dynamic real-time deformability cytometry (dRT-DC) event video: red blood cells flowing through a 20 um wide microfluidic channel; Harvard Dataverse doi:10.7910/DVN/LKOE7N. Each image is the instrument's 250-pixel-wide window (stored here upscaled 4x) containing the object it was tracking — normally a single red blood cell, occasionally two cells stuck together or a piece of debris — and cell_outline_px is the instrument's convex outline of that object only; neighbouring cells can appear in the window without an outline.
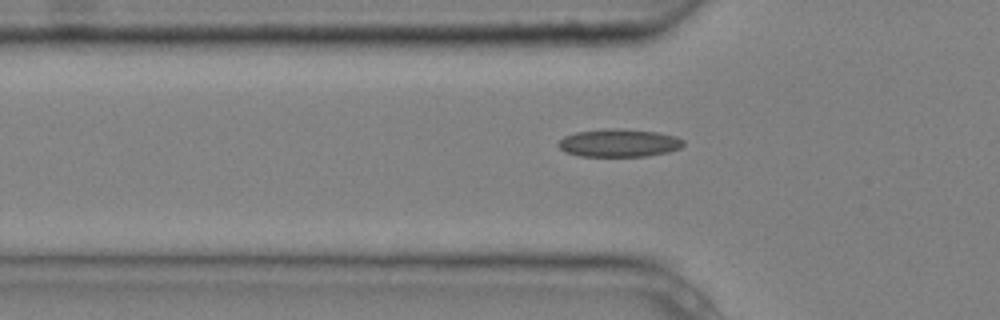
{"species": "common noctule bat (a hibernating species)", "species_latin": "Nyctalus noctula", "temperature_condition": "cold", "stored_images_in_passage": 3, "camera_frame_rate_fps": 3000, "um_per_image_px": 0.085, "animal": {"sex": "male", "body_mass_g": 20.4}, "frame": {"image": 1, "passage_image": 3, "time_ms": 0.667, "image_size_px": [1000, 320], "cell_outline_px": [[684, 144], [680, 148], [668, 152], [648, 156], [580, 156], [564, 152], [556, 144], [564, 136], [576, 132], [608, 128], [616, 128], [656, 132], [676, 136], [684, 140]], "centroid_in_image_um": [52.6, 12.15], "position_along_channel_um": 73.2, "area_um2": 20.4}}